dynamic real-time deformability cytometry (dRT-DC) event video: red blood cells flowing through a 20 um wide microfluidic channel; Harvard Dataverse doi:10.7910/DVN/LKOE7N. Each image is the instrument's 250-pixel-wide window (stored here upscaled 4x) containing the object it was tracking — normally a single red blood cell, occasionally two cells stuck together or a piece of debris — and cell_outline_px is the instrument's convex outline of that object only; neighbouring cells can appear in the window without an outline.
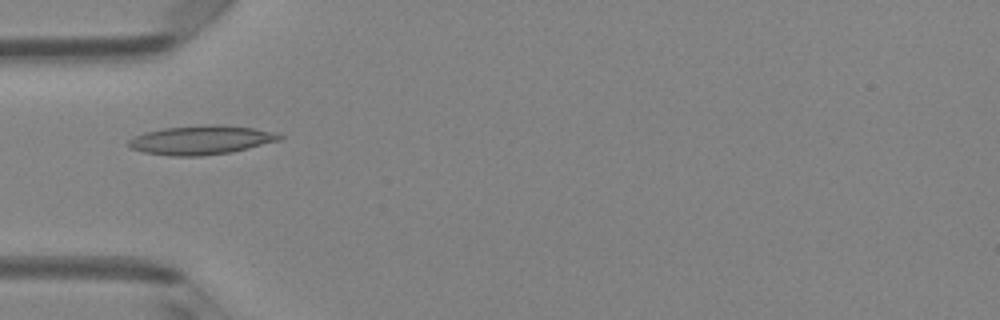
{"species": "Egyptian fruit bat (a non-hibernating species)", "species_latin": "Rousettus aegyptiacus", "temperature_condition": "room temperature", "stored_images_in_passage": 6, "camera_frame_rate_fps": 3000, "um_per_image_px": 0.085, "animal": {"sex": "female"}, "frame": {"image": 1, "passage_image": 5, "time_ms": 1.333, "image_size_px": [1000, 320], "cell_outline_px": [[284, 136], [280, 140], [232, 152], [200, 156], [172, 156], [144, 152], [128, 148], [128, 140], [144, 132], [164, 128], [252, 128], [276, 132]], "centroid_in_image_um": [17.05, 11.97], "position_along_channel_um": 68.0, "area_um2": 24.1}}
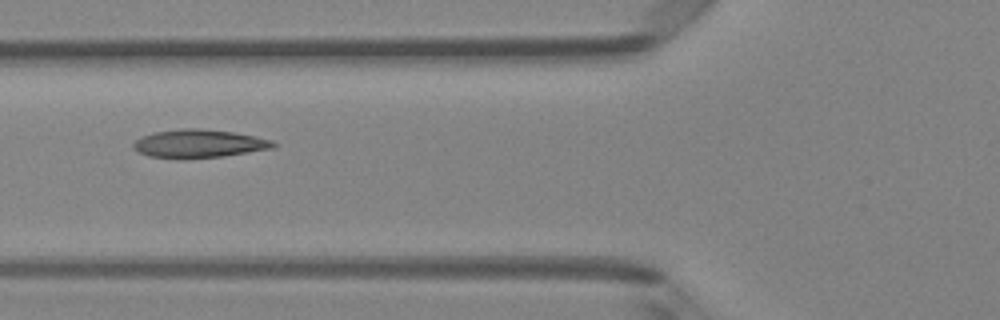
{"frame": {"image": 2, "passage_image": 6, "time_ms": 1.667, "image_size_px": [1000, 320], "cell_outline_px": [[276, 144], [272, 148], [224, 156], [148, 156], [132, 148], [132, 144], [140, 136], [152, 132], [184, 128], [196, 128], [232, 132], [256, 136], [272, 140]], "centroid_in_image_um": [16.9, 12.16], "position_along_channel_um": 108.9, "area_um2": 22.2}}